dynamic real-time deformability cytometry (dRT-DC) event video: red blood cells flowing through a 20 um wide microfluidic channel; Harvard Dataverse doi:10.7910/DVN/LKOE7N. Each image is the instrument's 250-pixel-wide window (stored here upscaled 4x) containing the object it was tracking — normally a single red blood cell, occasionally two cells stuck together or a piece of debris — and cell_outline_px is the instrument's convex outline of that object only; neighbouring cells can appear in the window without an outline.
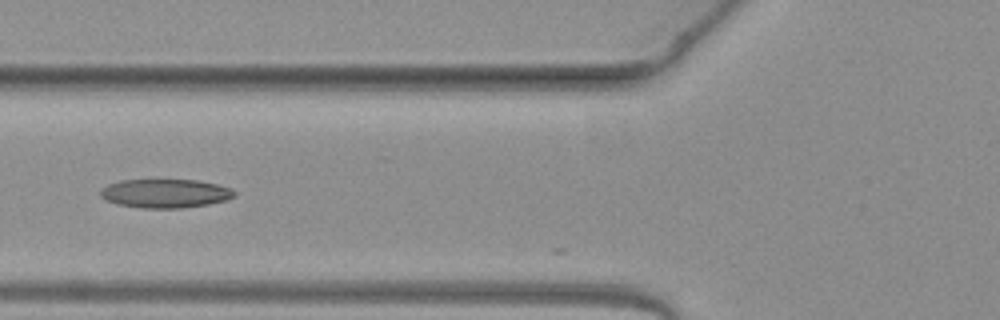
{"species": "common noctule bat (a hibernating species)", "species_latin": "Nyctalus noctula", "temperature_condition": "warm", "stored_images_in_passage": 3, "camera_frame_rate_fps": 3000, "um_per_image_px": 0.085, "animal": {"sex": "female", "body_mass_g": 19.3, "forearm_length_mm": 54.1}, "frame": {"image": 1, "passage_image": 2, "time_ms": 0.333, "image_size_px": [1000, 320], "cell_outline_px": [[236, 196], [224, 200], [208, 204], [180, 208], [140, 208], [116, 204], [104, 200], [100, 196], [100, 192], [108, 184], [120, 180], [196, 180], [216, 184], [232, 188], [236, 192]], "centroid_in_image_um": [14.03, 16.44], "position_along_channel_um": 111.8, "area_um2": 22.48}}